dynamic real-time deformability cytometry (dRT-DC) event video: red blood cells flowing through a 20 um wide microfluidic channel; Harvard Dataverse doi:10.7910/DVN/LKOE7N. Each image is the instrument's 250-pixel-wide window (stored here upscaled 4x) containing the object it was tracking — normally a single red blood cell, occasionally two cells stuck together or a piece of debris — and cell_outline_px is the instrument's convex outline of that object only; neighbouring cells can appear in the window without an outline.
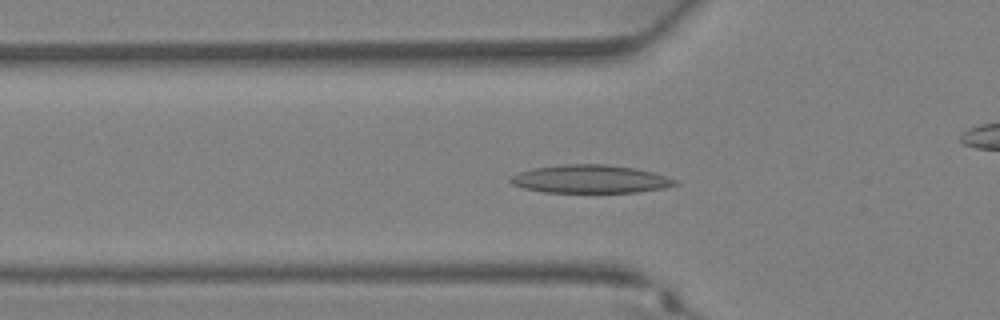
{"species": "Egyptian fruit bat (a non-hibernating species)", "species_latin": "Rousettus aegyptiacus", "temperature_condition": "warm", "stored_images_in_passage": 35, "camera_frame_rate_fps": 3000, "um_per_image_px": 0.085, "animal": {"sex": "female"}, "frame": {"image": 1, "passage_image": 10, "time_ms": 3.0, "image_size_px": [1000, 320], "cell_outline_px": [[680, 184], [664, 188], [636, 192], [544, 192], [524, 188], [512, 184], [508, 180], [512, 176], [520, 172], [532, 168], [564, 164], [604, 164], [636, 168], [668, 176], [676, 180]], "centroid_in_image_um": [50.2, 15.21], "position_along_channel_um": 75.6, "area_um2": 26.99}}
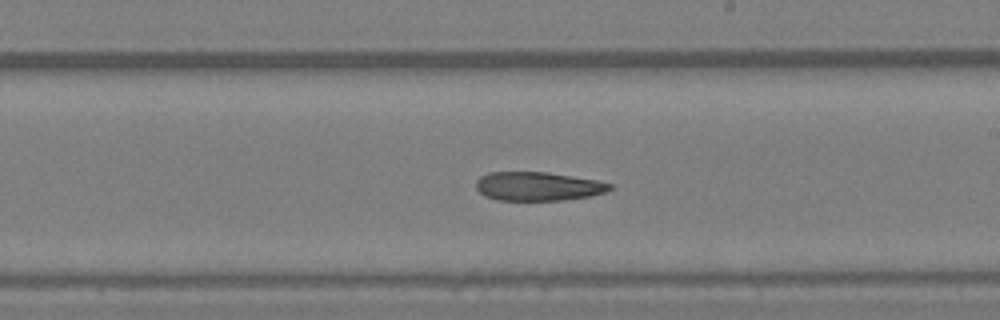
{"frame": {"image": 2, "passage_image": 19, "time_ms": 6.0, "image_size_px": [1000, 320], "cell_outline_px": [[612, 188], [604, 192], [592, 196], [564, 200], [496, 200], [484, 196], [476, 188], [476, 180], [480, 176], [488, 172], [548, 172], [596, 180], [612, 184]], "centroid_in_image_um": [45.7, 15.84], "position_along_channel_um": 243.3, "area_um2": 22.54}}
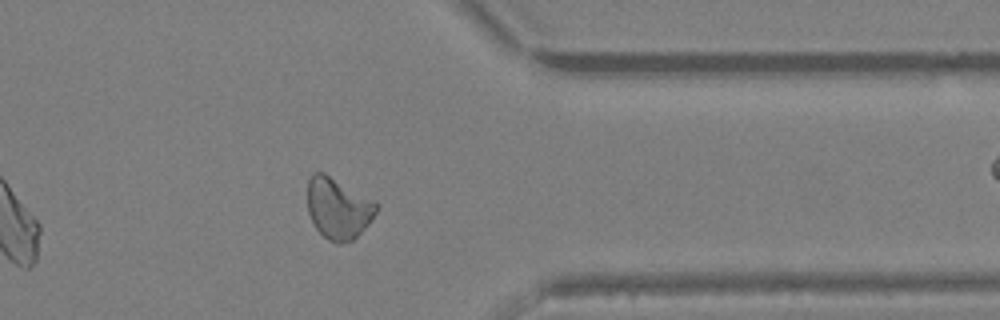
{"frame": {"image": 3, "passage_image": 27, "time_ms": 8.667, "image_size_px": [1000, 320], "cell_outline_px": [[380, 204], [376, 212], [368, 224], [352, 240], [340, 244], [336, 244], [328, 240], [316, 228], [308, 212], [308, 176], [312, 172], [324, 172], [376, 200]], "centroid_in_image_um": [28.76, 17.67], "position_along_channel_um": 382.6, "area_um2": 24.8}}